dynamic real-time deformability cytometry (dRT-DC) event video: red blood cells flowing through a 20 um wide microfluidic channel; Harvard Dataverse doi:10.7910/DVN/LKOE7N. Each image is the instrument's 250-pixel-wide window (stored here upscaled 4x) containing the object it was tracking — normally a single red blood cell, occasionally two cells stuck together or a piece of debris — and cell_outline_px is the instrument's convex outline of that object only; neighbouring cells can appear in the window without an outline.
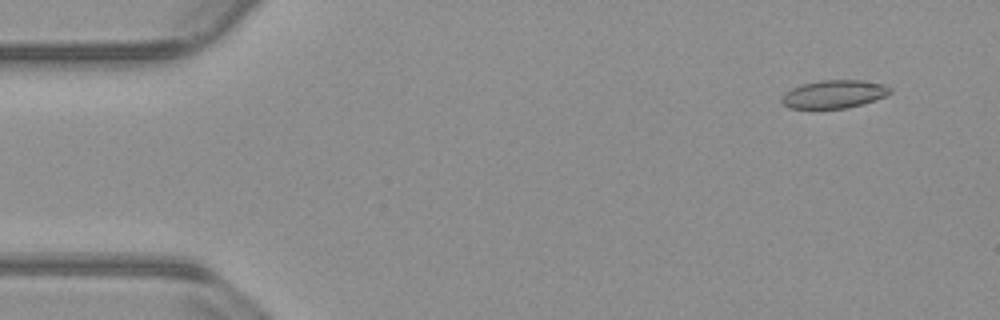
{"species": "common noctule bat (a hibernating species)", "species_latin": "Nyctalus noctula", "temperature_condition": "warm", "stored_images_in_passage": 54, "camera_frame_rate_fps": 3000, "um_per_image_px": 0.085, "animal": {"sex": "male", "body_mass_g": 23.1, "forearm_length_mm": 52.7}, "frame": {"image": 1, "passage_image": 4, "time_ms": 1.0, "image_size_px": [1000, 320], "cell_outline_px": [[892, 92], [884, 96], [864, 104], [848, 108], [788, 108], [780, 100], [780, 96], [784, 92], [800, 84], [820, 80], [864, 80], [884, 84], [892, 88]], "centroid_in_image_um": [70.88, 7.99], "position_along_channel_um": 14.1, "area_um2": 17.98}}
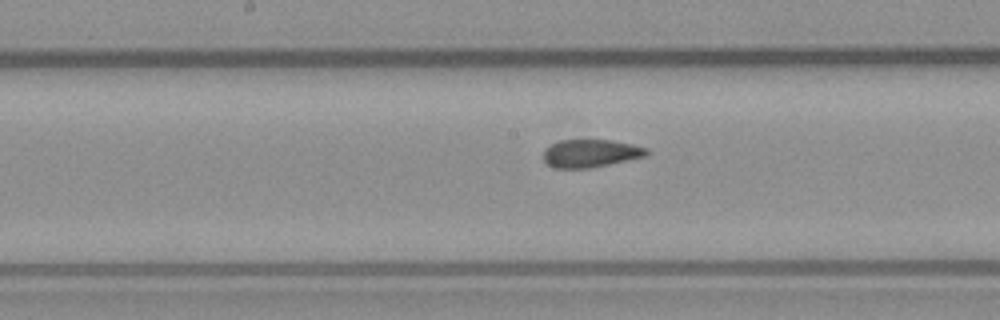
{"frame": {"image": 2, "passage_image": 27, "time_ms": 8.667, "image_size_px": [1000, 320], "cell_outline_px": [[648, 152], [644, 156], [628, 160], [592, 168], [556, 168], [544, 164], [544, 148], [560, 140], [612, 140], [632, 144], [648, 148]], "centroid_in_image_um": [50.17, 13.04], "position_along_channel_um": 198.0, "area_um2": 16.82}}
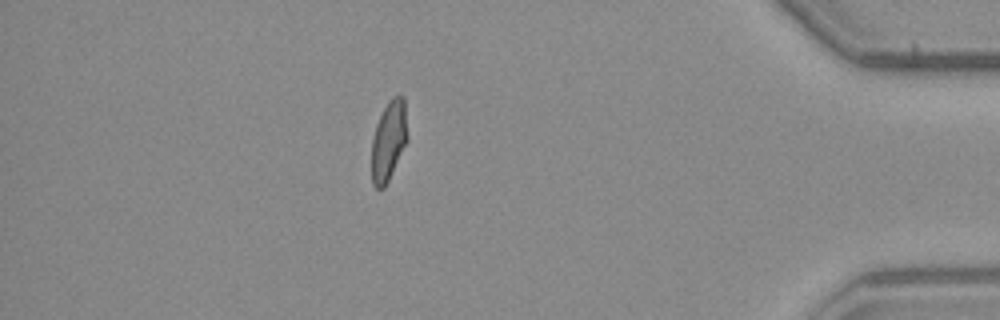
{"frame": {"image": 3, "passage_image": 47, "time_ms": 15.333, "image_size_px": [1000, 320], "cell_outline_px": [[408, 140], [384, 188], [376, 188], [372, 184], [372, 140], [376, 124], [388, 100], [392, 96], [400, 92], [404, 96], [408, 136]], "centroid_in_image_um": [33.06, 11.89], "position_along_channel_um": 402.1, "area_um2": 16.82}, "authors_computed_cell_mechanics": {"area_um2": 17.8313, "velocity_mm_per_s": 3.7998, "shape_relaxation_time_tau1_ms": null, "shape_relaxation_time_tau2_ms": 1.5859, "deformation_change_tau1": null, "deformation_change_tau2": 0.0673}}